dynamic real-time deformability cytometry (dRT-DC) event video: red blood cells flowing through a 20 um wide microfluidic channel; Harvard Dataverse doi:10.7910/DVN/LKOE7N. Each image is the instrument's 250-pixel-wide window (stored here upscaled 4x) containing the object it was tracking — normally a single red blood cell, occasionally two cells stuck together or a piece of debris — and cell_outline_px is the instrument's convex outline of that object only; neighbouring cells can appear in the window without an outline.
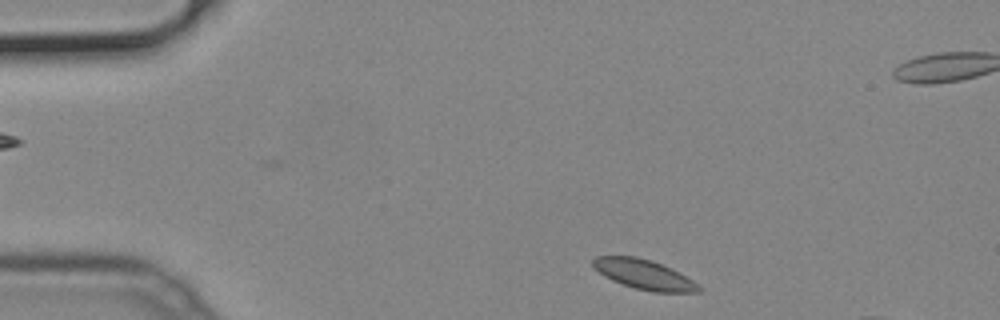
{"species": "common noctule bat (a hibernating species)", "species_latin": "Nyctalus noctula", "temperature_condition": "cold", "stored_images_in_passage": 10, "camera_frame_rate_fps": 3000, "um_per_image_px": 0.085, "animal": {"sex": "male", "body_mass_g": 19.2, "forearm_length_mm": 51.8}, "frame": {"image": 1, "passage_image": 1, "time_ms": 0.0, "image_size_px": [1000, 320], "cell_outline_px": [[704, 288], [700, 292], [652, 292], [636, 288], [612, 280], [604, 276], [592, 268], [592, 260], [596, 256], [636, 256], [652, 260], [672, 268], [692, 280]], "centroid_in_image_um": [54.74, 23.32], "position_along_channel_um": 30.3, "area_um2": 18.44}}
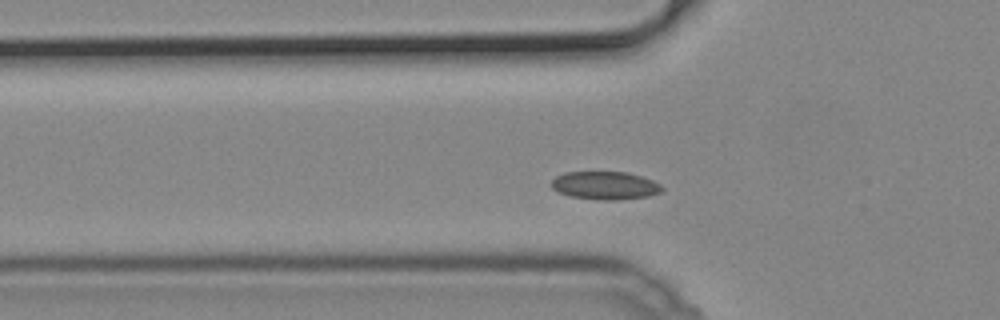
{"frame": {"image": 2, "passage_image": 9, "time_ms": 2.667, "image_size_px": [1000, 320], "cell_outline_px": [[664, 188], [660, 192], [648, 196], [616, 200], [600, 200], [572, 196], [556, 192], [552, 188], [552, 180], [556, 176], [564, 172], [628, 172], [652, 180], [660, 184]], "centroid_in_image_um": [51.42, 15.76], "position_along_channel_um": 74.4, "area_um2": 18.03}}